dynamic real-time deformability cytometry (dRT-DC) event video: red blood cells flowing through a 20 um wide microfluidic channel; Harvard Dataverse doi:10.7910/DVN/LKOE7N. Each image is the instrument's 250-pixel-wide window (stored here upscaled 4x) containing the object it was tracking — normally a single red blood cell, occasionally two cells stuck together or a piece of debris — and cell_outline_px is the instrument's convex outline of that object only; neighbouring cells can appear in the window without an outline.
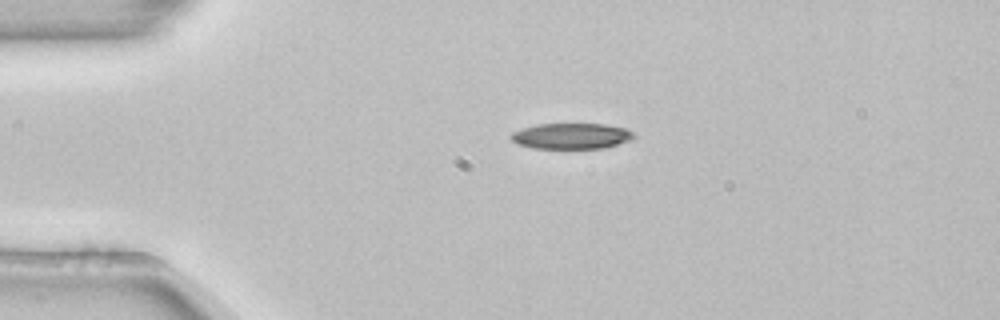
{"species": "common noctule bat (a hibernating species)", "species_latin": "Nyctalus noctula", "temperature_condition": "room temperature", "stored_images_in_passage": 42, "camera_frame_rate_fps": 3000, "um_per_image_px": 0.085, "animal": {"sex": "female", "body_mass_g": 22.7, "forearm_length_mm": 54.2}, "frame": {"image": 1, "passage_image": 1, "time_ms": 0.0, "image_size_px": [1000, 320], "cell_outline_px": [[636, 136], [632, 140], [604, 148], [532, 148], [516, 144], [508, 136], [512, 132], [520, 128], [536, 124], [604, 124], [628, 128]], "centroid_in_image_um": [48.55, 11.56], "position_along_channel_um": 36.5, "area_um2": 18.73}}
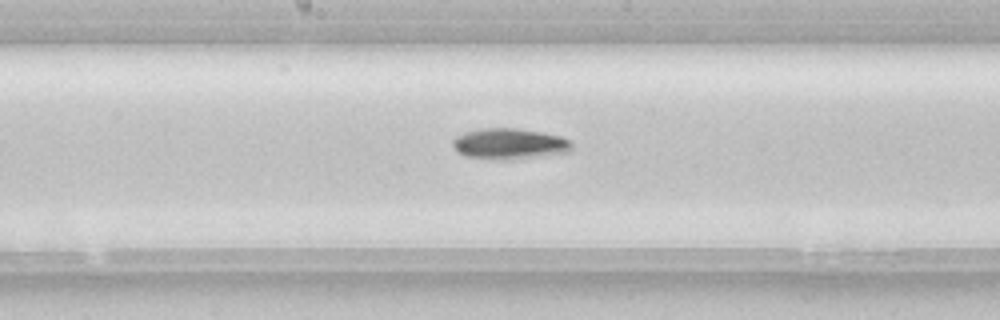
{"frame": {"image": 2, "passage_image": 17, "time_ms": 5.333, "image_size_px": [1000, 320], "cell_outline_px": [[572, 148], [568, 152], [508, 160], [464, 156], [456, 152], [452, 144], [452, 140], [456, 136], [464, 132], [480, 128], [516, 128], [540, 132], [560, 136], [568, 140], [572, 144]], "centroid_in_image_um": [43.24, 12.22], "position_along_channel_um": 205.0, "area_um2": 21.33}}
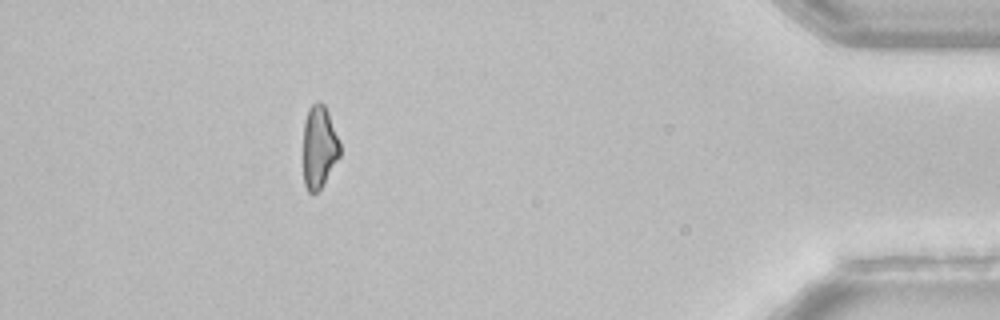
{"frame": {"image": 3, "passage_image": 37, "time_ms": 12.0, "image_size_px": [1000, 320], "cell_outline_px": [[340, 156], [324, 184], [316, 192], [308, 192], [304, 184], [304, 120], [308, 108], [312, 104], [324, 104], [328, 112], [340, 144]], "centroid_in_image_um": [27.12, 12.52], "position_along_channel_um": 408.1, "area_um2": 17.46}}